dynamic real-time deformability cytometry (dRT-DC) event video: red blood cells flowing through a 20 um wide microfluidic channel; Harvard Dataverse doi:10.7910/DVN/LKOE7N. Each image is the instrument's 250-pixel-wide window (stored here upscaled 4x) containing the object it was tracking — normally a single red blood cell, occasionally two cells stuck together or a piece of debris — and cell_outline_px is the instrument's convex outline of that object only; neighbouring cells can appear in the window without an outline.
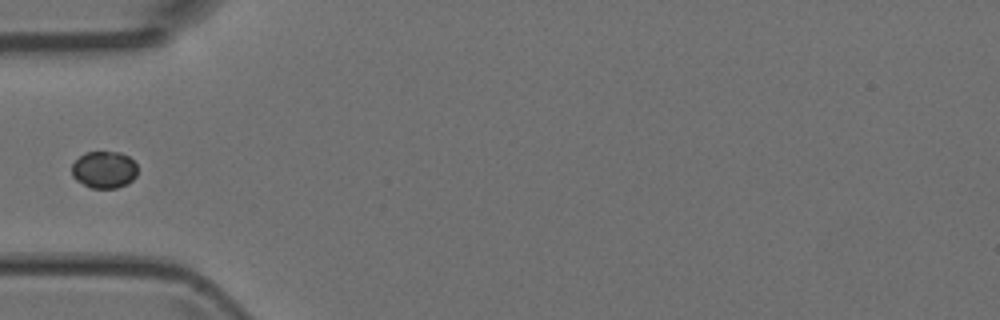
{"species": "Egyptian fruit bat (a non-hibernating species)", "species_latin": "Rousettus aegyptiacus", "temperature_condition": "room temperature", "stored_images_in_passage": 6, "camera_frame_rate_fps": 3000, "um_per_image_px": 0.085, "animal": {"sex": "female"}, "frame": {"image": 1, "passage_image": 5, "time_ms": 4.667, "image_size_px": [1000, 320], "cell_outline_px": [[136, 176], [132, 180], [116, 188], [92, 188], [76, 180], [72, 176], [72, 164], [84, 152], [120, 152], [128, 156], [136, 164]], "centroid_in_image_um": [8.83, 14.41], "position_along_channel_um": 76.2, "area_um2": 14.05}}
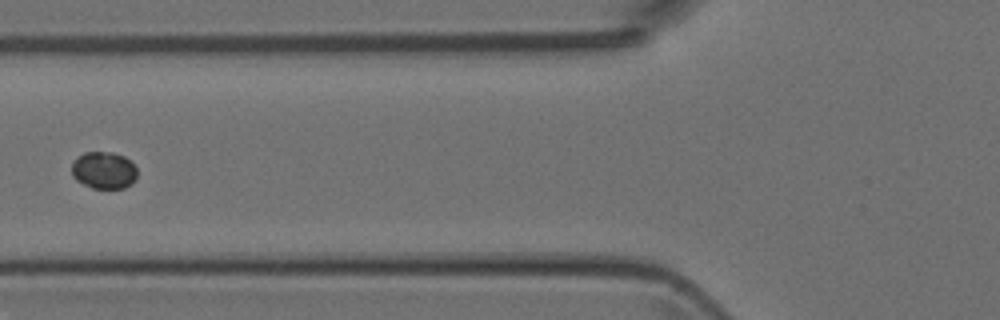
{"frame": {"image": 2, "passage_image": 6, "time_ms": 5.667, "image_size_px": [1000, 320], "cell_outline_px": [[136, 180], [132, 184], [124, 188], [92, 188], [76, 180], [72, 176], [72, 164], [84, 152], [112, 152], [124, 156], [136, 168]], "centroid_in_image_um": [8.84, 14.48], "position_along_channel_um": 117.0, "area_um2": 14.05}}